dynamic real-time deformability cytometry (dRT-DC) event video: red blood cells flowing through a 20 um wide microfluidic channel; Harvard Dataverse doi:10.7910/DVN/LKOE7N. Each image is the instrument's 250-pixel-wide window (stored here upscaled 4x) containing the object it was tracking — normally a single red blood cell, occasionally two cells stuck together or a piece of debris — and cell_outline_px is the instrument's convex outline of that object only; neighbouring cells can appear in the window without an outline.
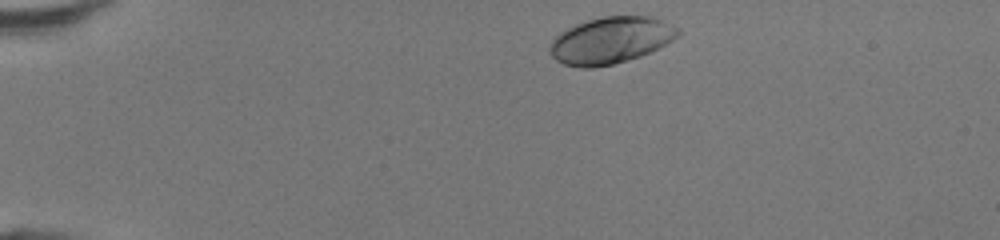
{"species": "human", "species_latin": "Homo sapiens", "temperature_condition": "room temperature", "stored_images_in_passage": 39, "camera_frame_rate_fps": 3000, "um_per_image_px": 0.085, "donor": {"sex": "female"}, "frame": {"image": 1, "passage_image": 1, "time_ms": 0.0, "image_size_px": [1000, 240], "cell_outline_px": [[680, 32], [672, 40], [640, 56], [628, 60], [612, 64], [592, 68], [580, 68], [564, 64], [556, 60], [548, 52], [548, 44], [560, 32], [576, 24], [588, 20], [604, 16], [648, 16], [660, 20], [676, 28]], "centroid_in_image_um": [51.82, 3.44], "position_along_channel_um": 33.2, "area_um2": 34.45}}
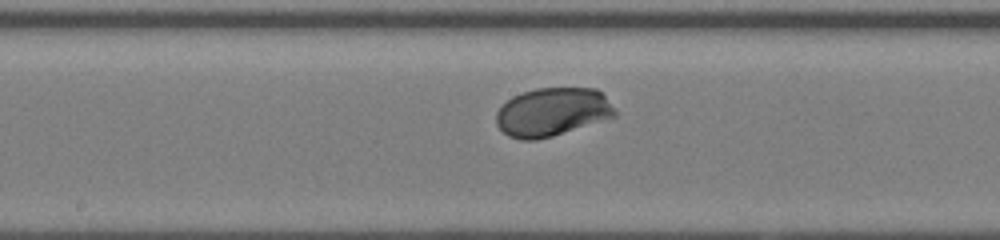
{"frame": {"image": 2, "passage_image": 18, "time_ms": 5.667, "image_size_px": [1000, 240], "cell_outline_px": [[616, 116], [552, 136], [536, 140], [520, 140], [508, 136], [496, 124], [496, 112], [512, 96], [536, 88], [596, 88], [604, 92], [616, 108]], "centroid_in_image_um": [46.98, 9.51], "position_along_channel_um": 201.2, "area_um2": 33.64}}
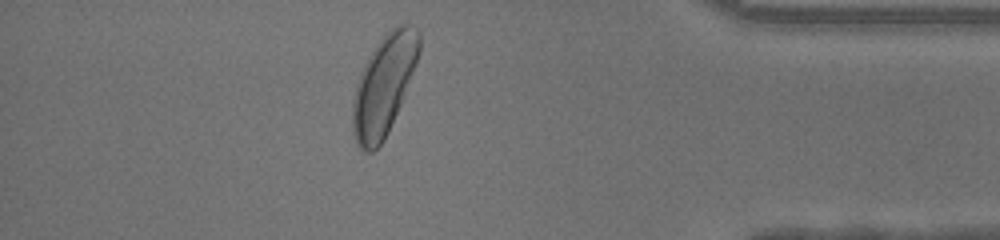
{"frame": {"image": 3, "passage_image": 34, "time_ms": 11.0, "image_size_px": [1000, 240], "cell_outline_px": [[420, 52], [416, 64], [400, 104], [388, 132], [384, 140], [372, 152], [364, 152], [356, 144], [352, 132], [352, 104], [356, 84], [360, 72], [368, 56], [376, 44], [396, 24], [412, 24], [420, 32]], "centroid_in_image_um": [32.61, 7.23], "position_along_channel_um": 402.6, "area_um2": 38.67}, "authors_computed_cell_mechanics": {"area_um2": 33.3506, "velocity_mm_per_s": 4.2839, "shape_relaxation_time_tau1_ms": 1.3357, "shape_relaxation_time_tau2_ms": null, "deformation_change_tau1": 0.1139, "deformation_change_tau2": null}}